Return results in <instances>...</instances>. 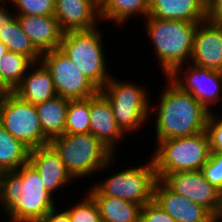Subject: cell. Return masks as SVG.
Wrapping results in <instances>:
<instances>
[{
    "mask_svg": "<svg viewBox=\"0 0 222 222\" xmlns=\"http://www.w3.org/2000/svg\"><path fill=\"white\" fill-rule=\"evenodd\" d=\"M35 167L27 162L16 171L0 173V204L12 222H39L56 208Z\"/></svg>",
    "mask_w": 222,
    "mask_h": 222,
    "instance_id": "1",
    "label": "cell"
},
{
    "mask_svg": "<svg viewBox=\"0 0 222 222\" xmlns=\"http://www.w3.org/2000/svg\"><path fill=\"white\" fill-rule=\"evenodd\" d=\"M156 115V143L171 138L192 136L205 131L208 111L189 92L182 90L168 76Z\"/></svg>",
    "mask_w": 222,
    "mask_h": 222,
    "instance_id": "2",
    "label": "cell"
},
{
    "mask_svg": "<svg viewBox=\"0 0 222 222\" xmlns=\"http://www.w3.org/2000/svg\"><path fill=\"white\" fill-rule=\"evenodd\" d=\"M146 20V31L156 49L164 75L169 76L173 71H180L182 65L190 63L198 23L152 16H147Z\"/></svg>",
    "mask_w": 222,
    "mask_h": 222,
    "instance_id": "3",
    "label": "cell"
},
{
    "mask_svg": "<svg viewBox=\"0 0 222 222\" xmlns=\"http://www.w3.org/2000/svg\"><path fill=\"white\" fill-rule=\"evenodd\" d=\"M74 179L102 171L114 163V154L91 132L63 134L49 141Z\"/></svg>",
    "mask_w": 222,
    "mask_h": 222,
    "instance_id": "4",
    "label": "cell"
},
{
    "mask_svg": "<svg viewBox=\"0 0 222 222\" xmlns=\"http://www.w3.org/2000/svg\"><path fill=\"white\" fill-rule=\"evenodd\" d=\"M206 131L182 138H171L156 144L152 160L158 179L177 172L201 170L210 157Z\"/></svg>",
    "mask_w": 222,
    "mask_h": 222,
    "instance_id": "5",
    "label": "cell"
},
{
    "mask_svg": "<svg viewBox=\"0 0 222 222\" xmlns=\"http://www.w3.org/2000/svg\"><path fill=\"white\" fill-rule=\"evenodd\" d=\"M101 40V31L97 27L68 31L63 33L59 48L99 90L111 78L106 70L108 64Z\"/></svg>",
    "mask_w": 222,
    "mask_h": 222,
    "instance_id": "6",
    "label": "cell"
},
{
    "mask_svg": "<svg viewBox=\"0 0 222 222\" xmlns=\"http://www.w3.org/2000/svg\"><path fill=\"white\" fill-rule=\"evenodd\" d=\"M158 180L154 161L138 167L117 172L89 190L91 196L121 198L142 207L154 200V189Z\"/></svg>",
    "mask_w": 222,
    "mask_h": 222,
    "instance_id": "7",
    "label": "cell"
},
{
    "mask_svg": "<svg viewBox=\"0 0 222 222\" xmlns=\"http://www.w3.org/2000/svg\"><path fill=\"white\" fill-rule=\"evenodd\" d=\"M116 80L111 77L99 91L108 99L118 127L126 134L141 128L148 116H151L152 106L144 87L134 84L133 81Z\"/></svg>",
    "mask_w": 222,
    "mask_h": 222,
    "instance_id": "8",
    "label": "cell"
},
{
    "mask_svg": "<svg viewBox=\"0 0 222 222\" xmlns=\"http://www.w3.org/2000/svg\"><path fill=\"white\" fill-rule=\"evenodd\" d=\"M0 124L30 149L49 144L43 134L36 106L14 92L0 93Z\"/></svg>",
    "mask_w": 222,
    "mask_h": 222,
    "instance_id": "9",
    "label": "cell"
},
{
    "mask_svg": "<svg viewBox=\"0 0 222 222\" xmlns=\"http://www.w3.org/2000/svg\"><path fill=\"white\" fill-rule=\"evenodd\" d=\"M40 62L50 71L56 92L61 97L86 99L99 91L59 48L43 53Z\"/></svg>",
    "mask_w": 222,
    "mask_h": 222,
    "instance_id": "10",
    "label": "cell"
},
{
    "mask_svg": "<svg viewBox=\"0 0 222 222\" xmlns=\"http://www.w3.org/2000/svg\"><path fill=\"white\" fill-rule=\"evenodd\" d=\"M162 181L175 193L206 208L214 217L219 213L222 193L205 179L201 170L171 173Z\"/></svg>",
    "mask_w": 222,
    "mask_h": 222,
    "instance_id": "11",
    "label": "cell"
},
{
    "mask_svg": "<svg viewBox=\"0 0 222 222\" xmlns=\"http://www.w3.org/2000/svg\"><path fill=\"white\" fill-rule=\"evenodd\" d=\"M189 66L187 69L189 73L187 70L173 71L168 77L211 112L210 105L219 103V100L222 99L220 96L222 72L198 67L192 63Z\"/></svg>",
    "mask_w": 222,
    "mask_h": 222,
    "instance_id": "12",
    "label": "cell"
},
{
    "mask_svg": "<svg viewBox=\"0 0 222 222\" xmlns=\"http://www.w3.org/2000/svg\"><path fill=\"white\" fill-rule=\"evenodd\" d=\"M222 72V24L205 20L194 33L190 63Z\"/></svg>",
    "mask_w": 222,
    "mask_h": 222,
    "instance_id": "13",
    "label": "cell"
},
{
    "mask_svg": "<svg viewBox=\"0 0 222 222\" xmlns=\"http://www.w3.org/2000/svg\"><path fill=\"white\" fill-rule=\"evenodd\" d=\"M54 17L63 32L94 29L101 19L99 0H55Z\"/></svg>",
    "mask_w": 222,
    "mask_h": 222,
    "instance_id": "14",
    "label": "cell"
},
{
    "mask_svg": "<svg viewBox=\"0 0 222 222\" xmlns=\"http://www.w3.org/2000/svg\"><path fill=\"white\" fill-rule=\"evenodd\" d=\"M154 200L175 222H215V217L206 208L175 193L160 179L155 185Z\"/></svg>",
    "mask_w": 222,
    "mask_h": 222,
    "instance_id": "15",
    "label": "cell"
},
{
    "mask_svg": "<svg viewBox=\"0 0 222 222\" xmlns=\"http://www.w3.org/2000/svg\"><path fill=\"white\" fill-rule=\"evenodd\" d=\"M90 132L113 153L119 139L125 136L108 99L100 91L90 97Z\"/></svg>",
    "mask_w": 222,
    "mask_h": 222,
    "instance_id": "16",
    "label": "cell"
},
{
    "mask_svg": "<svg viewBox=\"0 0 222 222\" xmlns=\"http://www.w3.org/2000/svg\"><path fill=\"white\" fill-rule=\"evenodd\" d=\"M29 162L38 171L45 188L52 195L67 182L74 180L50 144L30 149Z\"/></svg>",
    "mask_w": 222,
    "mask_h": 222,
    "instance_id": "17",
    "label": "cell"
},
{
    "mask_svg": "<svg viewBox=\"0 0 222 222\" xmlns=\"http://www.w3.org/2000/svg\"><path fill=\"white\" fill-rule=\"evenodd\" d=\"M22 30L41 53L60 48L63 31L54 15H14Z\"/></svg>",
    "mask_w": 222,
    "mask_h": 222,
    "instance_id": "18",
    "label": "cell"
},
{
    "mask_svg": "<svg viewBox=\"0 0 222 222\" xmlns=\"http://www.w3.org/2000/svg\"><path fill=\"white\" fill-rule=\"evenodd\" d=\"M148 16L201 23L207 20L206 0H149Z\"/></svg>",
    "mask_w": 222,
    "mask_h": 222,
    "instance_id": "19",
    "label": "cell"
},
{
    "mask_svg": "<svg viewBox=\"0 0 222 222\" xmlns=\"http://www.w3.org/2000/svg\"><path fill=\"white\" fill-rule=\"evenodd\" d=\"M39 64L35 63L34 67L37 66L35 70L32 67V72H27L19 86L13 91L21 99L33 105L58 95L50 71L42 62Z\"/></svg>",
    "mask_w": 222,
    "mask_h": 222,
    "instance_id": "20",
    "label": "cell"
},
{
    "mask_svg": "<svg viewBox=\"0 0 222 222\" xmlns=\"http://www.w3.org/2000/svg\"><path fill=\"white\" fill-rule=\"evenodd\" d=\"M69 99L56 95L36 104V111L44 136L51 139L65 134V122Z\"/></svg>",
    "mask_w": 222,
    "mask_h": 222,
    "instance_id": "21",
    "label": "cell"
},
{
    "mask_svg": "<svg viewBox=\"0 0 222 222\" xmlns=\"http://www.w3.org/2000/svg\"><path fill=\"white\" fill-rule=\"evenodd\" d=\"M35 63L27 56L7 52L0 59V93L13 92Z\"/></svg>",
    "mask_w": 222,
    "mask_h": 222,
    "instance_id": "22",
    "label": "cell"
},
{
    "mask_svg": "<svg viewBox=\"0 0 222 222\" xmlns=\"http://www.w3.org/2000/svg\"><path fill=\"white\" fill-rule=\"evenodd\" d=\"M96 201L102 222H140L142 206L110 196H92Z\"/></svg>",
    "mask_w": 222,
    "mask_h": 222,
    "instance_id": "23",
    "label": "cell"
},
{
    "mask_svg": "<svg viewBox=\"0 0 222 222\" xmlns=\"http://www.w3.org/2000/svg\"><path fill=\"white\" fill-rule=\"evenodd\" d=\"M99 11L101 21L113 20L121 26L133 15L138 14L146 18L149 12V0H99Z\"/></svg>",
    "mask_w": 222,
    "mask_h": 222,
    "instance_id": "24",
    "label": "cell"
},
{
    "mask_svg": "<svg viewBox=\"0 0 222 222\" xmlns=\"http://www.w3.org/2000/svg\"><path fill=\"white\" fill-rule=\"evenodd\" d=\"M0 41L9 52L23 54L34 63L41 61L42 54L34 47L30 38L24 33L16 16H13L2 27Z\"/></svg>",
    "mask_w": 222,
    "mask_h": 222,
    "instance_id": "25",
    "label": "cell"
},
{
    "mask_svg": "<svg viewBox=\"0 0 222 222\" xmlns=\"http://www.w3.org/2000/svg\"><path fill=\"white\" fill-rule=\"evenodd\" d=\"M30 148L15 139L0 124V173L16 171L29 162Z\"/></svg>",
    "mask_w": 222,
    "mask_h": 222,
    "instance_id": "26",
    "label": "cell"
},
{
    "mask_svg": "<svg viewBox=\"0 0 222 222\" xmlns=\"http://www.w3.org/2000/svg\"><path fill=\"white\" fill-rule=\"evenodd\" d=\"M90 132V97L70 100L67 107L65 134Z\"/></svg>",
    "mask_w": 222,
    "mask_h": 222,
    "instance_id": "27",
    "label": "cell"
},
{
    "mask_svg": "<svg viewBox=\"0 0 222 222\" xmlns=\"http://www.w3.org/2000/svg\"><path fill=\"white\" fill-rule=\"evenodd\" d=\"M71 222H102L99 207L94 198L87 193L86 198L69 210H65Z\"/></svg>",
    "mask_w": 222,
    "mask_h": 222,
    "instance_id": "28",
    "label": "cell"
},
{
    "mask_svg": "<svg viewBox=\"0 0 222 222\" xmlns=\"http://www.w3.org/2000/svg\"><path fill=\"white\" fill-rule=\"evenodd\" d=\"M17 11L14 15H54L55 0H10Z\"/></svg>",
    "mask_w": 222,
    "mask_h": 222,
    "instance_id": "29",
    "label": "cell"
},
{
    "mask_svg": "<svg viewBox=\"0 0 222 222\" xmlns=\"http://www.w3.org/2000/svg\"><path fill=\"white\" fill-rule=\"evenodd\" d=\"M201 171L205 179L222 193V154L211 152Z\"/></svg>",
    "mask_w": 222,
    "mask_h": 222,
    "instance_id": "30",
    "label": "cell"
},
{
    "mask_svg": "<svg viewBox=\"0 0 222 222\" xmlns=\"http://www.w3.org/2000/svg\"><path fill=\"white\" fill-rule=\"evenodd\" d=\"M214 115L213 112L209 113L206 133L209 139V145L211 152L222 154V117Z\"/></svg>",
    "mask_w": 222,
    "mask_h": 222,
    "instance_id": "31",
    "label": "cell"
},
{
    "mask_svg": "<svg viewBox=\"0 0 222 222\" xmlns=\"http://www.w3.org/2000/svg\"><path fill=\"white\" fill-rule=\"evenodd\" d=\"M140 222H175L155 200L141 208Z\"/></svg>",
    "mask_w": 222,
    "mask_h": 222,
    "instance_id": "32",
    "label": "cell"
},
{
    "mask_svg": "<svg viewBox=\"0 0 222 222\" xmlns=\"http://www.w3.org/2000/svg\"><path fill=\"white\" fill-rule=\"evenodd\" d=\"M207 20L222 24V0H206Z\"/></svg>",
    "mask_w": 222,
    "mask_h": 222,
    "instance_id": "33",
    "label": "cell"
},
{
    "mask_svg": "<svg viewBox=\"0 0 222 222\" xmlns=\"http://www.w3.org/2000/svg\"><path fill=\"white\" fill-rule=\"evenodd\" d=\"M56 210H50L39 222H71L66 211L56 213Z\"/></svg>",
    "mask_w": 222,
    "mask_h": 222,
    "instance_id": "34",
    "label": "cell"
},
{
    "mask_svg": "<svg viewBox=\"0 0 222 222\" xmlns=\"http://www.w3.org/2000/svg\"><path fill=\"white\" fill-rule=\"evenodd\" d=\"M8 9L4 8V6L0 5V31L2 30V27L4 24H6L13 16L12 13H10Z\"/></svg>",
    "mask_w": 222,
    "mask_h": 222,
    "instance_id": "35",
    "label": "cell"
},
{
    "mask_svg": "<svg viewBox=\"0 0 222 222\" xmlns=\"http://www.w3.org/2000/svg\"><path fill=\"white\" fill-rule=\"evenodd\" d=\"M8 52L7 48L0 41V59Z\"/></svg>",
    "mask_w": 222,
    "mask_h": 222,
    "instance_id": "36",
    "label": "cell"
},
{
    "mask_svg": "<svg viewBox=\"0 0 222 222\" xmlns=\"http://www.w3.org/2000/svg\"><path fill=\"white\" fill-rule=\"evenodd\" d=\"M222 220V197H221V206H220V211L217 214V216L215 217V222H221Z\"/></svg>",
    "mask_w": 222,
    "mask_h": 222,
    "instance_id": "37",
    "label": "cell"
}]
</instances>
